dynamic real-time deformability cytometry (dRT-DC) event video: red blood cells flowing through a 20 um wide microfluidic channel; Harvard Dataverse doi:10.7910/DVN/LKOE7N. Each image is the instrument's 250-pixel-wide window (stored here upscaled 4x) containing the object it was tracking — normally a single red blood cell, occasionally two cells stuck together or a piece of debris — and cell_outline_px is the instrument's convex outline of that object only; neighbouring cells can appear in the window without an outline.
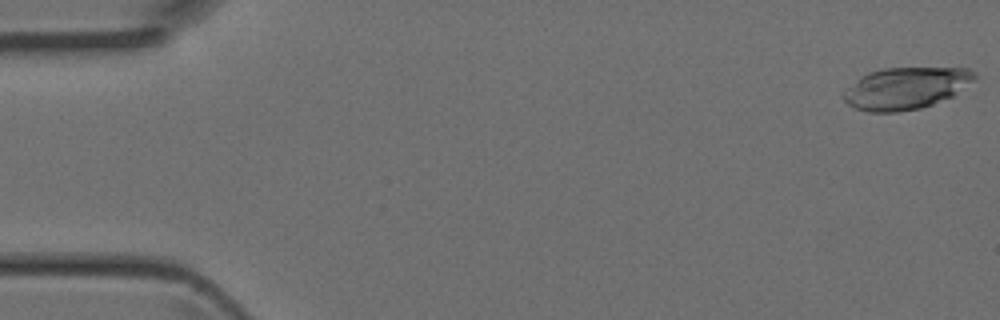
{"species": "Egyptian fruit bat (a non-hibernating species)", "species_latin": "Rousettus aegyptiacus", "temperature_condition": "room temperature", "stored_images_in_passage": 3, "camera_frame_rate_fps": 3000, "um_per_image_px": 0.085, "animal": {"sex": "female"}, "frame": {"image": 1, "passage_image": 3, "time_ms": 0.667, "image_size_px": [1000, 320], "cell_outline_px": [[976, 80], [952, 96], [932, 104], [920, 108], [896, 112], [868, 112], [856, 108], [848, 104], [840, 96], [840, 92], [844, 88], [868, 72], [884, 68], [968, 68], [976, 72]], "centroid_in_image_um": [76.96, 7.49], "position_along_channel_um": 8.0, "area_um2": 32.19}}